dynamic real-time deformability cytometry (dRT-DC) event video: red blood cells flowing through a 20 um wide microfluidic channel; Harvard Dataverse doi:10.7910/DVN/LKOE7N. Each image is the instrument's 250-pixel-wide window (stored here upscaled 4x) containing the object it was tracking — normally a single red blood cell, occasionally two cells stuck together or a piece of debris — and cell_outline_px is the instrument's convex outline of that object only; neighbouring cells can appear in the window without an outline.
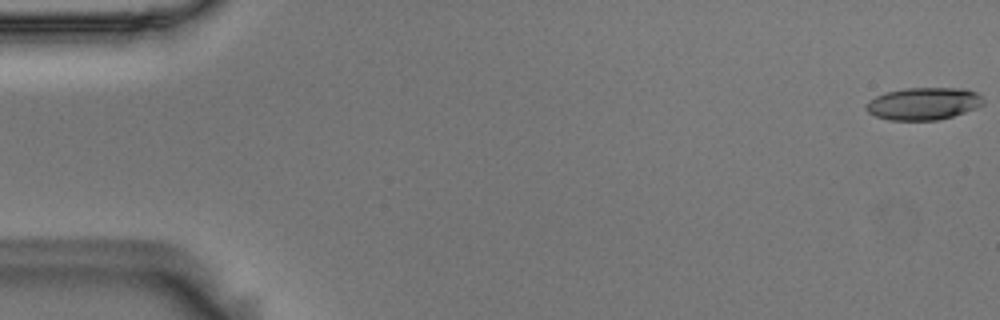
{"species": "Egyptian fruit bat (a non-hibernating species)", "species_latin": "Rousettus aegyptiacus", "temperature_condition": "room temperature", "stored_images_in_passage": 53, "camera_frame_rate_fps": 3000, "um_per_image_px": 0.085, "animal": {"sex": "male"}, "frame": {"image": 1, "passage_image": 1, "time_ms": 0.0, "image_size_px": [1000, 320], "cell_outline_px": [[984, 104], [976, 108], [952, 116], [936, 120], [888, 120], [876, 116], [868, 112], [864, 108], [864, 104], [876, 96], [884, 92], [904, 88], [968, 88], [976, 92], [984, 100]], "centroid_in_image_um": [78.48, 8.8], "position_along_channel_um": 6.5, "area_um2": 22.25}}
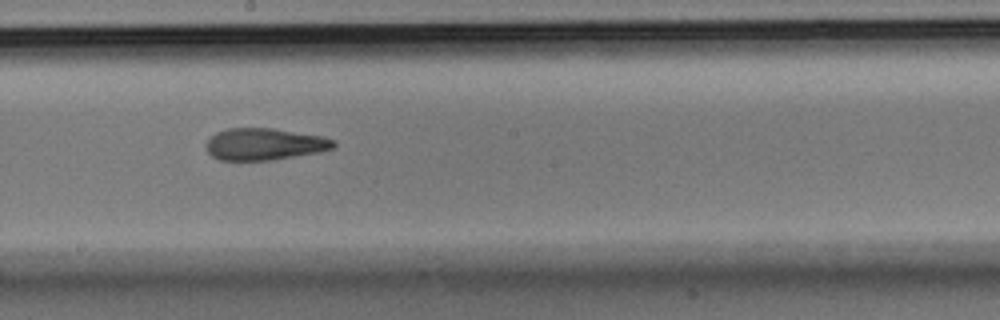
{"frame": {"image": 2, "passage_image": 31, "time_ms": 10.0, "image_size_px": [1000, 320], "cell_outline_px": [[336, 144], [332, 148], [320, 152], [272, 160], [220, 160], [212, 156], [208, 152], [204, 144], [216, 132], [228, 128], [272, 128], [320, 136], [336, 140]], "centroid_in_image_um": [22.46, 12.25], "position_along_channel_um": 225.7, "area_um2": 23.64}}
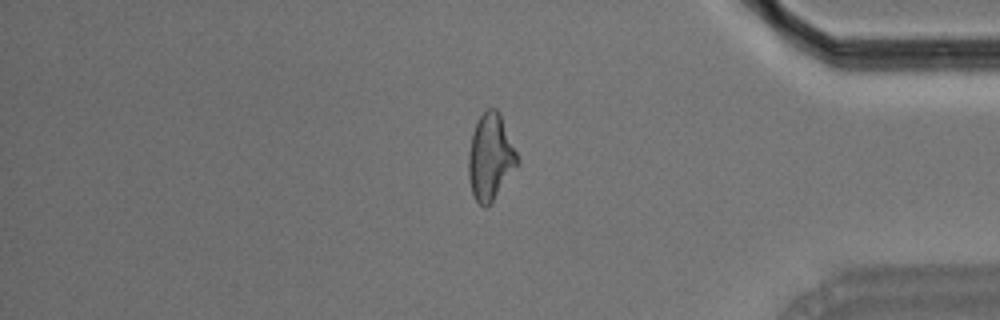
{"frame": {"image": 3, "passage_image": 47, "time_ms": 15.333, "image_size_px": [1000, 320], "cell_outline_px": [[520, 160], [488, 208], [484, 208], [472, 196], [468, 176], [468, 152], [472, 132], [480, 116], [488, 108], [496, 108], [500, 112]], "centroid_in_image_um": [41.67, 13.36], "position_along_channel_um": 393.5, "area_um2": 24.62}, "authors_computed_cell_mechanics": {"area_um2": 23.5246, "velocity_mm_per_s": 3.6272, "shape_relaxation_time_tau1_ms": 10.6095, "shape_relaxation_time_tau2_ms": 3.4098, "deformation_change_tau1": 0.2505, "deformation_change_tau2": 0.1336}}